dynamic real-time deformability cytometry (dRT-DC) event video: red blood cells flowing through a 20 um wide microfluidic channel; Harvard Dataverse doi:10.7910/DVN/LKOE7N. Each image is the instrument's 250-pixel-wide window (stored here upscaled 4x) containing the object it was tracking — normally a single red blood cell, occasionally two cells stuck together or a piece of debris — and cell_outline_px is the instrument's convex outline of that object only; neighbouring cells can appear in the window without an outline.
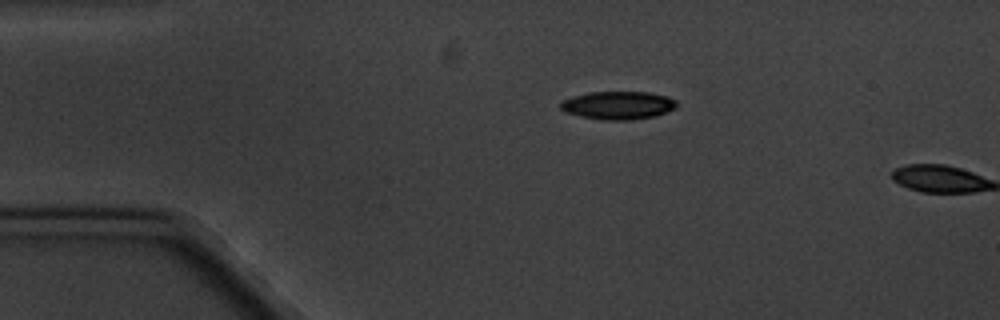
{"species": "common noctule bat (a hibernating species)", "species_latin": "Nyctalus noctula", "temperature_condition": "cold", "stored_images_in_passage": 2, "camera_frame_rate_fps": 3000, "um_per_image_px": 0.085, "animal": {"sex": "male", "body_mass_g": 20.1, "forearm_length_mm": 53.5}, "frame": {"image": 1, "passage_image": 1, "time_ms": 0.0, "image_size_px": [1000, 320], "cell_outline_px": [[680, 104], [676, 108], [656, 116], [628, 120], [600, 120], [580, 116], [564, 112], [560, 108], [560, 100], [572, 96], [588, 92], [648, 92], [668, 96], [676, 100]], "centroid_in_image_um": [52.53, 8.95], "position_along_channel_um": 32.5, "area_um2": 19.36}}